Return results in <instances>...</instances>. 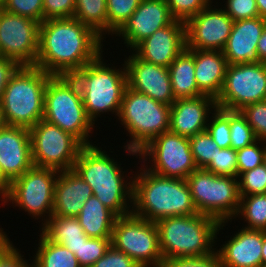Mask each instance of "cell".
<instances>
[{
  "mask_svg": "<svg viewBox=\"0 0 266 267\" xmlns=\"http://www.w3.org/2000/svg\"><path fill=\"white\" fill-rule=\"evenodd\" d=\"M258 140L266 141V101L256 102L240 110Z\"/></svg>",
  "mask_w": 266,
  "mask_h": 267,
  "instance_id": "cell-40",
  "label": "cell"
},
{
  "mask_svg": "<svg viewBox=\"0 0 266 267\" xmlns=\"http://www.w3.org/2000/svg\"><path fill=\"white\" fill-rule=\"evenodd\" d=\"M1 8L39 23L43 22V0H5Z\"/></svg>",
  "mask_w": 266,
  "mask_h": 267,
  "instance_id": "cell-41",
  "label": "cell"
},
{
  "mask_svg": "<svg viewBox=\"0 0 266 267\" xmlns=\"http://www.w3.org/2000/svg\"><path fill=\"white\" fill-rule=\"evenodd\" d=\"M239 216L248 223L245 229L266 231V194L240 196Z\"/></svg>",
  "mask_w": 266,
  "mask_h": 267,
  "instance_id": "cell-31",
  "label": "cell"
},
{
  "mask_svg": "<svg viewBox=\"0 0 266 267\" xmlns=\"http://www.w3.org/2000/svg\"><path fill=\"white\" fill-rule=\"evenodd\" d=\"M186 48L185 22L174 19L169 25L158 29L140 42L134 53L147 62L168 68Z\"/></svg>",
  "mask_w": 266,
  "mask_h": 267,
  "instance_id": "cell-19",
  "label": "cell"
},
{
  "mask_svg": "<svg viewBox=\"0 0 266 267\" xmlns=\"http://www.w3.org/2000/svg\"><path fill=\"white\" fill-rule=\"evenodd\" d=\"M93 189L73 169L59 172L54 186L52 215L77 217Z\"/></svg>",
  "mask_w": 266,
  "mask_h": 267,
  "instance_id": "cell-24",
  "label": "cell"
},
{
  "mask_svg": "<svg viewBox=\"0 0 266 267\" xmlns=\"http://www.w3.org/2000/svg\"><path fill=\"white\" fill-rule=\"evenodd\" d=\"M168 70L175 99L203 96L195 80L194 49L185 48Z\"/></svg>",
  "mask_w": 266,
  "mask_h": 267,
  "instance_id": "cell-26",
  "label": "cell"
},
{
  "mask_svg": "<svg viewBox=\"0 0 266 267\" xmlns=\"http://www.w3.org/2000/svg\"><path fill=\"white\" fill-rule=\"evenodd\" d=\"M211 0H167L171 16L183 22L212 5Z\"/></svg>",
  "mask_w": 266,
  "mask_h": 267,
  "instance_id": "cell-42",
  "label": "cell"
},
{
  "mask_svg": "<svg viewBox=\"0 0 266 267\" xmlns=\"http://www.w3.org/2000/svg\"><path fill=\"white\" fill-rule=\"evenodd\" d=\"M43 119L70 133L84 146L93 145L88 139L94 124L86 115L80 86L72 76L49 78L44 93Z\"/></svg>",
  "mask_w": 266,
  "mask_h": 267,
  "instance_id": "cell-7",
  "label": "cell"
},
{
  "mask_svg": "<svg viewBox=\"0 0 266 267\" xmlns=\"http://www.w3.org/2000/svg\"><path fill=\"white\" fill-rule=\"evenodd\" d=\"M224 221L204 214L161 218L155 222L163 260L175 257H203L215 252L214 243ZM218 232V233H217ZM213 246V247H212Z\"/></svg>",
  "mask_w": 266,
  "mask_h": 267,
  "instance_id": "cell-4",
  "label": "cell"
},
{
  "mask_svg": "<svg viewBox=\"0 0 266 267\" xmlns=\"http://www.w3.org/2000/svg\"><path fill=\"white\" fill-rule=\"evenodd\" d=\"M94 145L81 149L73 170L93 189V195L117 217L132 213L133 177L128 181L121 164Z\"/></svg>",
  "mask_w": 266,
  "mask_h": 267,
  "instance_id": "cell-3",
  "label": "cell"
},
{
  "mask_svg": "<svg viewBox=\"0 0 266 267\" xmlns=\"http://www.w3.org/2000/svg\"><path fill=\"white\" fill-rule=\"evenodd\" d=\"M257 55L260 62L266 63V25L257 45Z\"/></svg>",
  "mask_w": 266,
  "mask_h": 267,
  "instance_id": "cell-49",
  "label": "cell"
},
{
  "mask_svg": "<svg viewBox=\"0 0 266 267\" xmlns=\"http://www.w3.org/2000/svg\"><path fill=\"white\" fill-rule=\"evenodd\" d=\"M138 155L144 160V164L151 159L152 165L144 166L164 177L187 179L198 169L191 152L189 138L170 130L152 139L138 152Z\"/></svg>",
  "mask_w": 266,
  "mask_h": 267,
  "instance_id": "cell-14",
  "label": "cell"
},
{
  "mask_svg": "<svg viewBox=\"0 0 266 267\" xmlns=\"http://www.w3.org/2000/svg\"><path fill=\"white\" fill-rule=\"evenodd\" d=\"M111 245V238L88 237L79 246L75 253L81 267H91L98 259L104 256Z\"/></svg>",
  "mask_w": 266,
  "mask_h": 267,
  "instance_id": "cell-36",
  "label": "cell"
},
{
  "mask_svg": "<svg viewBox=\"0 0 266 267\" xmlns=\"http://www.w3.org/2000/svg\"><path fill=\"white\" fill-rule=\"evenodd\" d=\"M33 166L56 171L73 169L84 145L60 127L41 119L29 129Z\"/></svg>",
  "mask_w": 266,
  "mask_h": 267,
  "instance_id": "cell-11",
  "label": "cell"
},
{
  "mask_svg": "<svg viewBox=\"0 0 266 267\" xmlns=\"http://www.w3.org/2000/svg\"><path fill=\"white\" fill-rule=\"evenodd\" d=\"M19 67L20 65L15 60L0 58V102L10 78Z\"/></svg>",
  "mask_w": 266,
  "mask_h": 267,
  "instance_id": "cell-48",
  "label": "cell"
},
{
  "mask_svg": "<svg viewBox=\"0 0 266 267\" xmlns=\"http://www.w3.org/2000/svg\"><path fill=\"white\" fill-rule=\"evenodd\" d=\"M131 54L124 62L128 87L171 106L176 99L168 68L140 59L134 51Z\"/></svg>",
  "mask_w": 266,
  "mask_h": 267,
  "instance_id": "cell-17",
  "label": "cell"
},
{
  "mask_svg": "<svg viewBox=\"0 0 266 267\" xmlns=\"http://www.w3.org/2000/svg\"><path fill=\"white\" fill-rule=\"evenodd\" d=\"M223 10L235 22L259 17L256 0H226Z\"/></svg>",
  "mask_w": 266,
  "mask_h": 267,
  "instance_id": "cell-43",
  "label": "cell"
},
{
  "mask_svg": "<svg viewBox=\"0 0 266 267\" xmlns=\"http://www.w3.org/2000/svg\"><path fill=\"white\" fill-rule=\"evenodd\" d=\"M74 18L102 38L108 33L106 0H76Z\"/></svg>",
  "mask_w": 266,
  "mask_h": 267,
  "instance_id": "cell-30",
  "label": "cell"
},
{
  "mask_svg": "<svg viewBox=\"0 0 266 267\" xmlns=\"http://www.w3.org/2000/svg\"><path fill=\"white\" fill-rule=\"evenodd\" d=\"M263 165H264L265 168H266V153H265V155H264Z\"/></svg>",
  "mask_w": 266,
  "mask_h": 267,
  "instance_id": "cell-55",
  "label": "cell"
},
{
  "mask_svg": "<svg viewBox=\"0 0 266 267\" xmlns=\"http://www.w3.org/2000/svg\"><path fill=\"white\" fill-rule=\"evenodd\" d=\"M91 267H140L124 252L115 249L112 245L106 250L103 257L98 259Z\"/></svg>",
  "mask_w": 266,
  "mask_h": 267,
  "instance_id": "cell-47",
  "label": "cell"
},
{
  "mask_svg": "<svg viewBox=\"0 0 266 267\" xmlns=\"http://www.w3.org/2000/svg\"><path fill=\"white\" fill-rule=\"evenodd\" d=\"M266 99V63L228 64L224 84L216 99L218 108L240 111Z\"/></svg>",
  "mask_w": 266,
  "mask_h": 267,
  "instance_id": "cell-13",
  "label": "cell"
},
{
  "mask_svg": "<svg viewBox=\"0 0 266 267\" xmlns=\"http://www.w3.org/2000/svg\"><path fill=\"white\" fill-rule=\"evenodd\" d=\"M240 196L266 194V168L262 164L238 176Z\"/></svg>",
  "mask_w": 266,
  "mask_h": 267,
  "instance_id": "cell-38",
  "label": "cell"
},
{
  "mask_svg": "<svg viewBox=\"0 0 266 267\" xmlns=\"http://www.w3.org/2000/svg\"><path fill=\"white\" fill-rule=\"evenodd\" d=\"M162 267H222L217 252L203 257H175L163 260Z\"/></svg>",
  "mask_w": 266,
  "mask_h": 267,
  "instance_id": "cell-44",
  "label": "cell"
},
{
  "mask_svg": "<svg viewBox=\"0 0 266 267\" xmlns=\"http://www.w3.org/2000/svg\"><path fill=\"white\" fill-rule=\"evenodd\" d=\"M21 255L8 236L0 242V267H32Z\"/></svg>",
  "mask_w": 266,
  "mask_h": 267,
  "instance_id": "cell-46",
  "label": "cell"
},
{
  "mask_svg": "<svg viewBox=\"0 0 266 267\" xmlns=\"http://www.w3.org/2000/svg\"><path fill=\"white\" fill-rule=\"evenodd\" d=\"M142 0H106L108 35L115 34L138 8Z\"/></svg>",
  "mask_w": 266,
  "mask_h": 267,
  "instance_id": "cell-32",
  "label": "cell"
},
{
  "mask_svg": "<svg viewBox=\"0 0 266 267\" xmlns=\"http://www.w3.org/2000/svg\"><path fill=\"white\" fill-rule=\"evenodd\" d=\"M58 174L59 171L51 168L32 166L10 184L5 203L12 202V205L19 207V210L24 209L35 219L41 217L44 224L53 213L54 186Z\"/></svg>",
  "mask_w": 266,
  "mask_h": 267,
  "instance_id": "cell-12",
  "label": "cell"
},
{
  "mask_svg": "<svg viewBox=\"0 0 266 267\" xmlns=\"http://www.w3.org/2000/svg\"><path fill=\"white\" fill-rule=\"evenodd\" d=\"M111 245L128 255L140 267H162L158 229L155 222L130 213L117 217Z\"/></svg>",
  "mask_w": 266,
  "mask_h": 267,
  "instance_id": "cell-10",
  "label": "cell"
},
{
  "mask_svg": "<svg viewBox=\"0 0 266 267\" xmlns=\"http://www.w3.org/2000/svg\"><path fill=\"white\" fill-rule=\"evenodd\" d=\"M209 5L185 22L186 48L222 51L234 21L222 9Z\"/></svg>",
  "mask_w": 266,
  "mask_h": 267,
  "instance_id": "cell-16",
  "label": "cell"
},
{
  "mask_svg": "<svg viewBox=\"0 0 266 267\" xmlns=\"http://www.w3.org/2000/svg\"><path fill=\"white\" fill-rule=\"evenodd\" d=\"M173 20L167 0H142L135 12L115 34L121 35L123 44L133 50L140 42Z\"/></svg>",
  "mask_w": 266,
  "mask_h": 267,
  "instance_id": "cell-18",
  "label": "cell"
},
{
  "mask_svg": "<svg viewBox=\"0 0 266 267\" xmlns=\"http://www.w3.org/2000/svg\"><path fill=\"white\" fill-rule=\"evenodd\" d=\"M191 152L198 169H205L215 157L218 145L213 141L207 130L189 138Z\"/></svg>",
  "mask_w": 266,
  "mask_h": 267,
  "instance_id": "cell-33",
  "label": "cell"
},
{
  "mask_svg": "<svg viewBox=\"0 0 266 267\" xmlns=\"http://www.w3.org/2000/svg\"><path fill=\"white\" fill-rule=\"evenodd\" d=\"M266 19L254 17L233 23L231 34L222 50L228 64L260 63L257 45Z\"/></svg>",
  "mask_w": 266,
  "mask_h": 267,
  "instance_id": "cell-22",
  "label": "cell"
},
{
  "mask_svg": "<svg viewBox=\"0 0 266 267\" xmlns=\"http://www.w3.org/2000/svg\"><path fill=\"white\" fill-rule=\"evenodd\" d=\"M118 120L129 133L124 146L132 156L152 139L170 129V106L127 87L122 98Z\"/></svg>",
  "mask_w": 266,
  "mask_h": 267,
  "instance_id": "cell-8",
  "label": "cell"
},
{
  "mask_svg": "<svg viewBox=\"0 0 266 267\" xmlns=\"http://www.w3.org/2000/svg\"><path fill=\"white\" fill-rule=\"evenodd\" d=\"M33 166L29 129L6 125L0 130V170L11 184Z\"/></svg>",
  "mask_w": 266,
  "mask_h": 267,
  "instance_id": "cell-20",
  "label": "cell"
},
{
  "mask_svg": "<svg viewBox=\"0 0 266 267\" xmlns=\"http://www.w3.org/2000/svg\"><path fill=\"white\" fill-rule=\"evenodd\" d=\"M103 38L74 17L40 23L35 66L51 75L72 76L103 50Z\"/></svg>",
  "mask_w": 266,
  "mask_h": 267,
  "instance_id": "cell-1",
  "label": "cell"
},
{
  "mask_svg": "<svg viewBox=\"0 0 266 267\" xmlns=\"http://www.w3.org/2000/svg\"><path fill=\"white\" fill-rule=\"evenodd\" d=\"M38 249L31 263L32 267H81L75 254L66 247L51 242L40 233Z\"/></svg>",
  "mask_w": 266,
  "mask_h": 267,
  "instance_id": "cell-29",
  "label": "cell"
},
{
  "mask_svg": "<svg viewBox=\"0 0 266 267\" xmlns=\"http://www.w3.org/2000/svg\"><path fill=\"white\" fill-rule=\"evenodd\" d=\"M259 17L266 19V0H256Z\"/></svg>",
  "mask_w": 266,
  "mask_h": 267,
  "instance_id": "cell-51",
  "label": "cell"
},
{
  "mask_svg": "<svg viewBox=\"0 0 266 267\" xmlns=\"http://www.w3.org/2000/svg\"><path fill=\"white\" fill-rule=\"evenodd\" d=\"M141 165L140 173L133 177L134 215L156 222L161 218L198 213L186 179L164 177Z\"/></svg>",
  "mask_w": 266,
  "mask_h": 267,
  "instance_id": "cell-2",
  "label": "cell"
},
{
  "mask_svg": "<svg viewBox=\"0 0 266 267\" xmlns=\"http://www.w3.org/2000/svg\"><path fill=\"white\" fill-rule=\"evenodd\" d=\"M205 170L218 176L238 178L237 150L218 147L215 157Z\"/></svg>",
  "mask_w": 266,
  "mask_h": 267,
  "instance_id": "cell-37",
  "label": "cell"
},
{
  "mask_svg": "<svg viewBox=\"0 0 266 267\" xmlns=\"http://www.w3.org/2000/svg\"><path fill=\"white\" fill-rule=\"evenodd\" d=\"M76 0H43V21L74 17Z\"/></svg>",
  "mask_w": 266,
  "mask_h": 267,
  "instance_id": "cell-45",
  "label": "cell"
},
{
  "mask_svg": "<svg viewBox=\"0 0 266 267\" xmlns=\"http://www.w3.org/2000/svg\"><path fill=\"white\" fill-rule=\"evenodd\" d=\"M5 2V0H0V7L2 6V4Z\"/></svg>",
  "mask_w": 266,
  "mask_h": 267,
  "instance_id": "cell-56",
  "label": "cell"
},
{
  "mask_svg": "<svg viewBox=\"0 0 266 267\" xmlns=\"http://www.w3.org/2000/svg\"><path fill=\"white\" fill-rule=\"evenodd\" d=\"M122 66L123 69L110 67L104 63L100 54L72 75L80 86L86 115L93 124L97 117L106 112L115 113L118 118L122 98L128 87L125 64Z\"/></svg>",
  "mask_w": 266,
  "mask_h": 267,
  "instance_id": "cell-5",
  "label": "cell"
},
{
  "mask_svg": "<svg viewBox=\"0 0 266 267\" xmlns=\"http://www.w3.org/2000/svg\"><path fill=\"white\" fill-rule=\"evenodd\" d=\"M51 76L36 66L17 69L0 102L6 125L30 129L43 119L44 93Z\"/></svg>",
  "mask_w": 266,
  "mask_h": 267,
  "instance_id": "cell-6",
  "label": "cell"
},
{
  "mask_svg": "<svg viewBox=\"0 0 266 267\" xmlns=\"http://www.w3.org/2000/svg\"><path fill=\"white\" fill-rule=\"evenodd\" d=\"M186 180L198 213L219 223L236 218L240 206L238 178L197 169Z\"/></svg>",
  "mask_w": 266,
  "mask_h": 267,
  "instance_id": "cell-9",
  "label": "cell"
},
{
  "mask_svg": "<svg viewBox=\"0 0 266 267\" xmlns=\"http://www.w3.org/2000/svg\"><path fill=\"white\" fill-rule=\"evenodd\" d=\"M6 126V122L4 120V115L0 106V130Z\"/></svg>",
  "mask_w": 266,
  "mask_h": 267,
  "instance_id": "cell-53",
  "label": "cell"
},
{
  "mask_svg": "<svg viewBox=\"0 0 266 267\" xmlns=\"http://www.w3.org/2000/svg\"><path fill=\"white\" fill-rule=\"evenodd\" d=\"M40 23L0 7V52L20 66H35Z\"/></svg>",
  "mask_w": 266,
  "mask_h": 267,
  "instance_id": "cell-15",
  "label": "cell"
},
{
  "mask_svg": "<svg viewBox=\"0 0 266 267\" xmlns=\"http://www.w3.org/2000/svg\"><path fill=\"white\" fill-rule=\"evenodd\" d=\"M215 108L216 100L207 95L176 99L170 106L169 130L191 138L206 130L209 116Z\"/></svg>",
  "mask_w": 266,
  "mask_h": 267,
  "instance_id": "cell-21",
  "label": "cell"
},
{
  "mask_svg": "<svg viewBox=\"0 0 266 267\" xmlns=\"http://www.w3.org/2000/svg\"><path fill=\"white\" fill-rule=\"evenodd\" d=\"M42 226V233L51 242L66 247L74 254L88 238L77 217L52 215Z\"/></svg>",
  "mask_w": 266,
  "mask_h": 267,
  "instance_id": "cell-28",
  "label": "cell"
},
{
  "mask_svg": "<svg viewBox=\"0 0 266 267\" xmlns=\"http://www.w3.org/2000/svg\"><path fill=\"white\" fill-rule=\"evenodd\" d=\"M266 264V231H263L262 265Z\"/></svg>",
  "mask_w": 266,
  "mask_h": 267,
  "instance_id": "cell-52",
  "label": "cell"
},
{
  "mask_svg": "<svg viewBox=\"0 0 266 267\" xmlns=\"http://www.w3.org/2000/svg\"><path fill=\"white\" fill-rule=\"evenodd\" d=\"M194 62L199 91L216 100L222 90L228 65L223 52L194 50Z\"/></svg>",
  "mask_w": 266,
  "mask_h": 267,
  "instance_id": "cell-25",
  "label": "cell"
},
{
  "mask_svg": "<svg viewBox=\"0 0 266 267\" xmlns=\"http://www.w3.org/2000/svg\"><path fill=\"white\" fill-rule=\"evenodd\" d=\"M213 112L206 130L219 148H230V111L217 107Z\"/></svg>",
  "mask_w": 266,
  "mask_h": 267,
  "instance_id": "cell-35",
  "label": "cell"
},
{
  "mask_svg": "<svg viewBox=\"0 0 266 267\" xmlns=\"http://www.w3.org/2000/svg\"><path fill=\"white\" fill-rule=\"evenodd\" d=\"M81 227L90 238H111L117 216L92 195L77 216Z\"/></svg>",
  "mask_w": 266,
  "mask_h": 267,
  "instance_id": "cell-27",
  "label": "cell"
},
{
  "mask_svg": "<svg viewBox=\"0 0 266 267\" xmlns=\"http://www.w3.org/2000/svg\"><path fill=\"white\" fill-rule=\"evenodd\" d=\"M7 237V234L3 231V228H0V242Z\"/></svg>",
  "mask_w": 266,
  "mask_h": 267,
  "instance_id": "cell-54",
  "label": "cell"
},
{
  "mask_svg": "<svg viewBox=\"0 0 266 267\" xmlns=\"http://www.w3.org/2000/svg\"><path fill=\"white\" fill-rule=\"evenodd\" d=\"M10 190V183L4 178L1 170H0V196H1V201L5 205V202L8 198Z\"/></svg>",
  "mask_w": 266,
  "mask_h": 267,
  "instance_id": "cell-50",
  "label": "cell"
},
{
  "mask_svg": "<svg viewBox=\"0 0 266 267\" xmlns=\"http://www.w3.org/2000/svg\"><path fill=\"white\" fill-rule=\"evenodd\" d=\"M260 146H259V145ZM265 144V145H264ZM266 141L257 140L253 144L237 150L238 176L263 164Z\"/></svg>",
  "mask_w": 266,
  "mask_h": 267,
  "instance_id": "cell-39",
  "label": "cell"
},
{
  "mask_svg": "<svg viewBox=\"0 0 266 267\" xmlns=\"http://www.w3.org/2000/svg\"><path fill=\"white\" fill-rule=\"evenodd\" d=\"M221 246L216 252L222 267H262V230L242 227Z\"/></svg>",
  "mask_w": 266,
  "mask_h": 267,
  "instance_id": "cell-23",
  "label": "cell"
},
{
  "mask_svg": "<svg viewBox=\"0 0 266 267\" xmlns=\"http://www.w3.org/2000/svg\"><path fill=\"white\" fill-rule=\"evenodd\" d=\"M230 139V147L234 150L249 146L258 140L240 111H230Z\"/></svg>",
  "mask_w": 266,
  "mask_h": 267,
  "instance_id": "cell-34",
  "label": "cell"
}]
</instances>
